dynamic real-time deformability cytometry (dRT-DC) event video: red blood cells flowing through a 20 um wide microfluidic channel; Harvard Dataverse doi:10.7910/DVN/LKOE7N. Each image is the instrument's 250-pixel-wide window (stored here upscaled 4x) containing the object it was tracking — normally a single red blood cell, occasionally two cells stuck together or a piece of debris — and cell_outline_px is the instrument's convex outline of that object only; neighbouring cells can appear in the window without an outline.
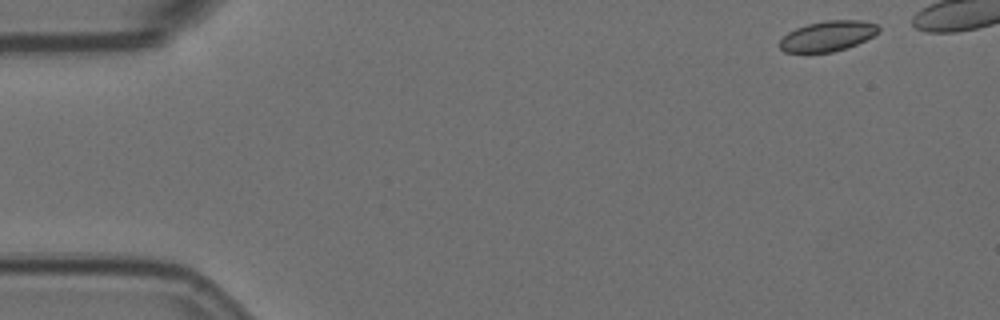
{"species": "Egyptian fruit bat (a non-hibernating species)", "species_latin": "Rousettus aegyptiacus", "temperature_condition": "room temperature", "stored_images_in_passage": 46, "camera_frame_rate_fps": 3000, "um_per_image_px": 0.085, "animal": {"sex": "female"}, "frame": {"image": 1, "passage_image": 1, "time_ms": 0.0, "image_size_px": [1000, 320], "cell_outline_px": [[880, 32], [856, 44], [832, 52], [784, 52], [780, 48], [780, 40], [788, 32], [796, 28], [808, 24], [824, 20], [860, 20], [880, 24]], "centroid_in_image_um": [70.38, 3.05], "position_along_channel_um": 14.6, "area_um2": 17.4}}
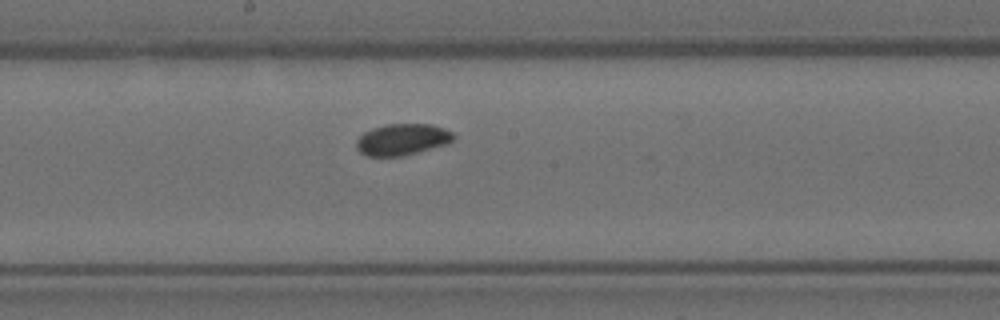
{"frame": {"image": 2, "passage_image": 27, "time_ms": 8.667, "image_size_px": [1000, 320], "cell_outline_px": [[456, 136], [448, 144], [400, 156], [368, 156], [360, 152], [356, 148], [356, 140], [364, 132], [372, 128], [384, 124], [432, 124], [444, 128], [452, 132]], "centroid_in_image_um": [34.19, 11.84], "position_along_channel_um": 214.0, "area_um2": 17.8}}
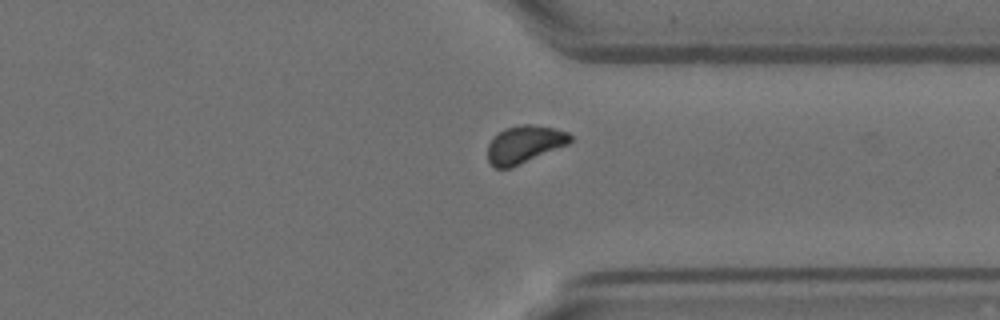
{"frame": {"image": 3, "passage_image": 40, "time_ms": 13.0, "image_size_px": [1000, 320], "cell_outline_px": [[572, 140], [568, 144], [512, 168], [496, 168], [488, 160], [488, 144], [492, 136], [496, 132], [504, 128], [520, 124], [532, 124], [552, 128], [568, 132], [572, 136]], "centroid_in_image_um": [44.55, 12.26], "position_along_channel_um": 366.9, "area_um2": 18.26}}